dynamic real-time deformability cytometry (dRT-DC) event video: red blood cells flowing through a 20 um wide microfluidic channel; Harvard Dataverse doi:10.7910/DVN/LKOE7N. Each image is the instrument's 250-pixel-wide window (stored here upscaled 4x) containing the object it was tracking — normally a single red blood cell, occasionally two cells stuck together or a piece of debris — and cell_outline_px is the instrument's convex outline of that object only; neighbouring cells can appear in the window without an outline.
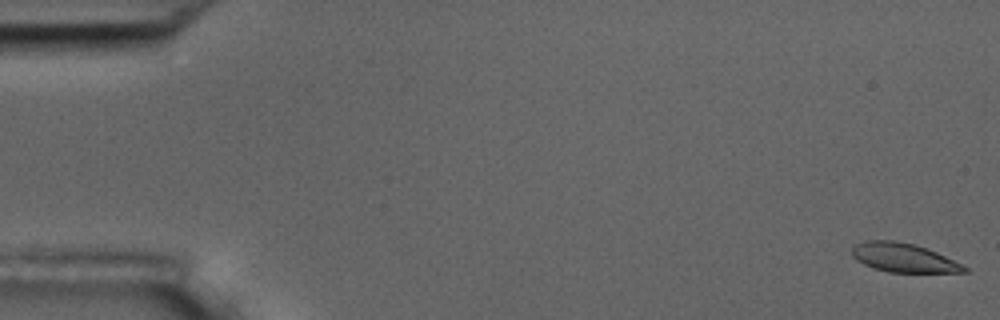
{"species": "common noctule bat (a hibernating species)", "species_latin": "Nyctalus noctula", "temperature_condition": "room temperature", "stored_images_in_passage": 56, "camera_frame_rate_fps": 3000, "um_per_image_px": 0.085, "animal": {"sex": "male", "body_mass_g": 17.5, "forearm_length_mm": 52.3}, "frame": {"image": 1, "passage_image": 1, "time_ms": 0.0, "image_size_px": [1000, 320], "cell_outline_px": [[968, 272], [888, 272], [872, 268], [856, 260], [852, 256], [852, 248], [856, 244], [864, 240], [896, 240], [912, 244], [936, 252], [968, 268]], "centroid_in_image_um": [76.73, 21.9], "position_along_channel_um": 8.3, "area_um2": 18.73}}
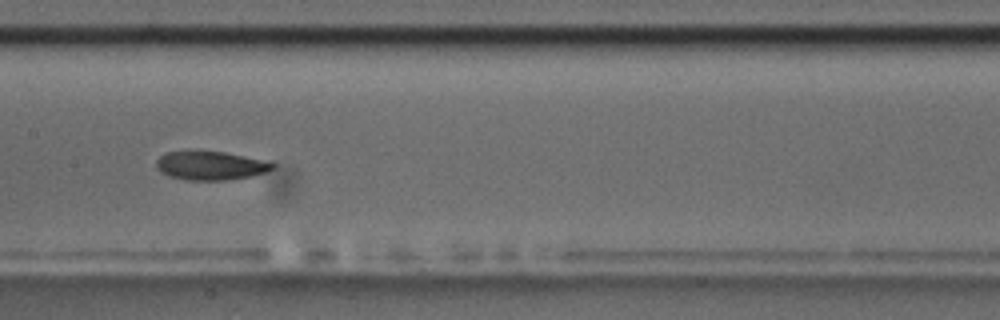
{"frame": {"image": 2, "passage_image": 28, "time_ms": 9.0, "image_size_px": [1000, 320], "cell_outline_px": [[276, 164], [268, 172], [252, 176], [224, 180], [188, 180], [168, 176], [160, 172], [156, 168], [156, 160], [164, 152], [192, 148], [196, 148], [224, 152], [260, 160]], "centroid_in_image_um": [17.79, 14.04], "position_along_channel_um": 189.6, "area_um2": 20.06}}
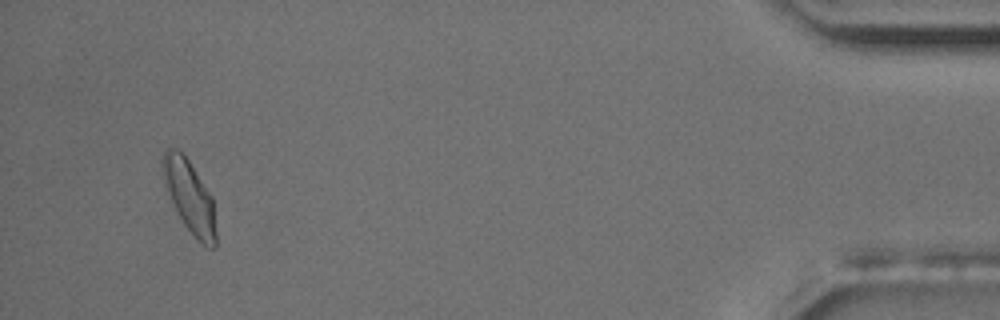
{"frame": {"image": 3, "passage_image": 53, "time_ms": 17.333, "image_size_px": [1000, 320], "cell_outline_px": [[216, 248], [208, 248], [184, 224], [168, 192], [164, 180], [160, 164], [160, 160], [164, 148], [176, 148], [188, 160], [212, 196], [216, 232]], "centroid_in_image_um": [16.1, 16.65], "position_along_channel_um": 419.1, "area_um2": 21.96}, "authors_computed_cell_mechanics": {"area_um2": 19.941, "velocity_mm_per_s": 3.6316, "shape_relaxation_time_tau1_ms": 5.8904, "shape_relaxation_time_tau2_ms": 2.488, "deformation_change_tau1": 0.1451, "deformation_change_tau2": 0.078}}